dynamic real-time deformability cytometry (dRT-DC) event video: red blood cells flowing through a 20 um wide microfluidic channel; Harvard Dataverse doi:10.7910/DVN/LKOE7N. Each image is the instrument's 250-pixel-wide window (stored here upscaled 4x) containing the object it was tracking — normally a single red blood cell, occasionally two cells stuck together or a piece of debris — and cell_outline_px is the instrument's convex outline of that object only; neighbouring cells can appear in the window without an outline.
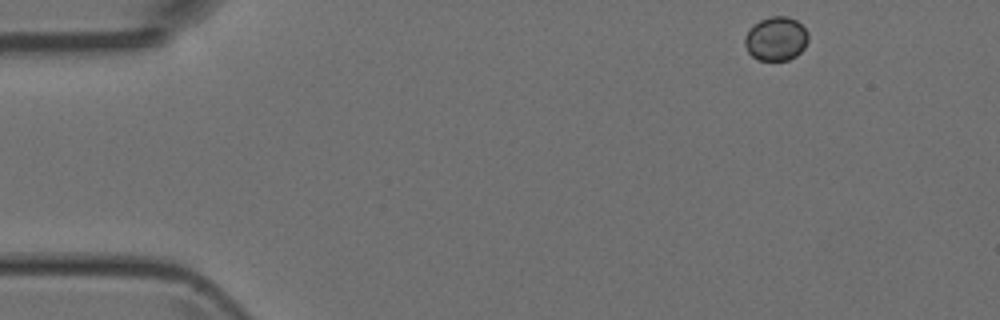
{"species": "Egyptian fruit bat (a non-hibernating species)", "species_latin": "Rousettus aegyptiacus", "temperature_condition": "room temperature", "stored_images_in_passage": 6, "camera_frame_rate_fps": 3000, "um_per_image_px": 0.085, "animal": {"sex": "female"}, "frame": {"image": 1, "passage_image": 1, "time_ms": 0.0, "image_size_px": [1000, 320], "cell_outline_px": [[808, 40], [804, 48], [796, 56], [788, 60], [756, 60], [748, 52], [744, 44], [744, 40], [748, 32], [760, 20], [772, 16], [788, 16], [796, 20], [808, 32]], "centroid_in_image_um": [65.98, 3.31], "position_along_channel_um": 19.0, "area_um2": 16.13}}
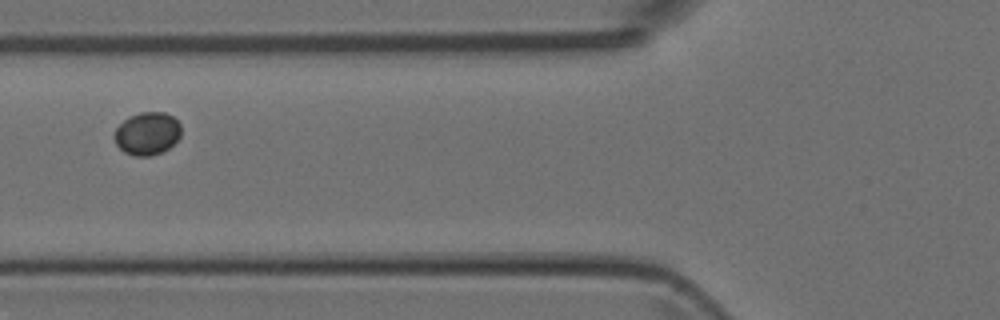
{"frame": {"image": 2, "passage_image": 5, "time_ms": 4.667, "image_size_px": [1000, 320], "cell_outline_px": [[180, 136], [168, 148], [160, 152], [148, 156], [136, 156], [124, 152], [116, 144], [112, 136], [116, 128], [128, 116], [140, 112], [164, 112], [172, 116], [180, 124]], "centroid_in_image_um": [12.48, 11.33], "position_along_channel_um": 113.3, "area_um2": 16.59}}
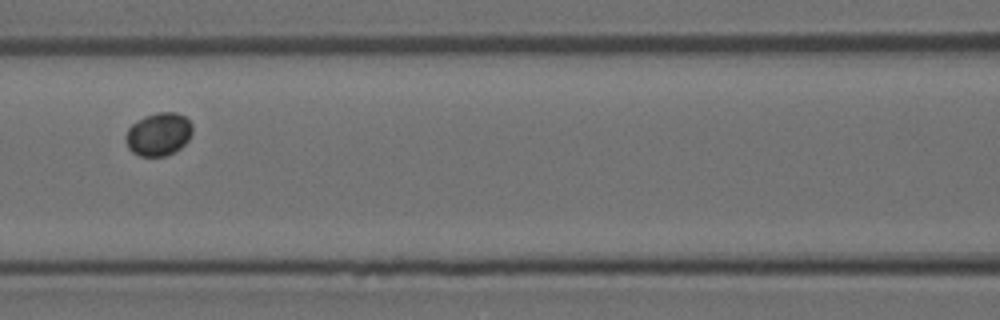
{"frame": {"image": 3, "passage_image": 6, "time_ms": 5.667, "image_size_px": [1000, 320], "cell_outline_px": [[192, 132], [188, 140], [180, 148], [164, 156], [140, 156], [132, 152], [128, 148], [124, 140], [124, 136], [128, 128], [132, 124], [144, 116], [156, 112], [176, 112], [184, 116], [192, 124]], "centroid_in_image_um": [13.45, 11.4], "position_along_channel_um": 153.2, "area_um2": 16.82}}